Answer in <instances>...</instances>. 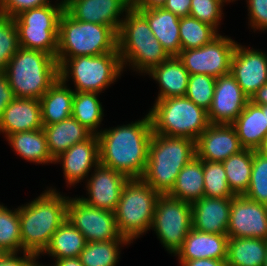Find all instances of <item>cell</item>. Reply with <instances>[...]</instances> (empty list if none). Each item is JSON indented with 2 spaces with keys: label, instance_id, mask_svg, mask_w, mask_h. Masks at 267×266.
<instances>
[{
  "label": "cell",
  "instance_id": "cell-1",
  "mask_svg": "<svg viewBox=\"0 0 267 266\" xmlns=\"http://www.w3.org/2000/svg\"><path fill=\"white\" fill-rule=\"evenodd\" d=\"M149 114L126 125L100 130V164L131 178H141L145 172L149 144L152 138Z\"/></svg>",
  "mask_w": 267,
  "mask_h": 266
},
{
  "label": "cell",
  "instance_id": "cell-2",
  "mask_svg": "<svg viewBox=\"0 0 267 266\" xmlns=\"http://www.w3.org/2000/svg\"><path fill=\"white\" fill-rule=\"evenodd\" d=\"M48 189L28 204L19 206L22 252L41 256L53 234L67 219L68 197L52 187Z\"/></svg>",
  "mask_w": 267,
  "mask_h": 266
},
{
  "label": "cell",
  "instance_id": "cell-3",
  "mask_svg": "<svg viewBox=\"0 0 267 266\" xmlns=\"http://www.w3.org/2000/svg\"><path fill=\"white\" fill-rule=\"evenodd\" d=\"M194 157V140L152 133L148 160L141 179L160 195H167L179 172Z\"/></svg>",
  "mask_w": 267,
  "mask_h": 266
},
{
  "label": "cell",
  "instance_id": "cell-4",
  "mask_svg": "<svg viewBox=\"0 0 267 266\" xmlns=\"http://www.w3.org/2000/svg\"><path fill=\"white\" fill-rule=\"evenodd\" d=\"M125 15L117 33V50L123 69L131 65L134 71L146 75L170 56L138 10L131 7Z\"/></svg>",
  "mask_w": 267,
  "mask_h": 266
},
{
  "label": "cell",
  "instance_id": "cell-5",
  "mask_svg": "<svg viewBox=\"0 0 267 266\" xmlns=\"http://www.w3.org/2000/svg\"><path fill=\"white\" fill-rule=\"evenodd\" d=\"M16 98L40 99L59 78L56 58L20 47L4 71Z\"/></svg>",
  "mask_w": 267,
  "mask_h": 266
},
{
  "label": "cell",
  "instance_id": "cell-6",
  "mask_svg": "<svg viewBox=\"0 0 267 266\" xmlns=\"http://www.w3.org/2000/svg\"><path fill=\"white\" fill-rule=\"evenodd\" d=\"M117 49V33L109 26L79 21L65 10L59 18L56 58L97 56Z\"/></svg>",
  "mask_w": 267,
  "mask_h": 266
},
{
  "label": "cell",
  "instance_id": "cell-7",
  "mask_svg": "<svg viewBox=\"0 0 267 266\" xmlns=\"http://www.w3.org/2000/svg\"><path fill=\"white\" fill-rule=\"evenodd\" d=\"M149 111L153 133L196 141L210 125L207 111L185 96L156 100Z\"/></svg>",
  "mask_w": 267,
  "mask_h": 266
},
{
  "label": "cell",
  "instance_id": "cell-8",
  "mask_svg": "<svg viewBox=\"0 0 267 266\" xmlns=\"http://www.w3.org/2000/svg\"><path fill=\"white\" fill-rule=\"evenodd\" d=\"M59 78L67 83L74 82V92L101 93L121 77L123 66L118 50L97 56L56 58Z\"/></svg>",
  "mask_w": 267,
  "mask_h": 266
},
{
  "label": "cell",
  "instance_id": "cell-9",
  "mask_svg": "<svg viewBox=\"0 0 267 266\" xmlns=\"http://www.w3.org/2000/svg\"><path fill=\"white\" fill-rule=\"evenodd\" d=\"M160 194L141 178L129 179L114 211L120 234L130 240L151 229L155 204Z\"/></svg>",
  "mask_w": 267,
  "mask_h": 266
},
{
  "label": "cell",
  "instance_id": "cell-10",
  "mask_svg": "<svg viewBox=\"0 0 267 266\" xmlns=\"http://www.w3.org/2000/svg\"><path fill=\"white\" fill-rule=\"evenodd\" d=\"M63 11L64 0H61L56 5L27 9L13 17L20 47L42 51L56 58L59 18Z\"/></svg>",
  "mask_w": 267,
  "mask_h": 266
},
{
  "label": "cell",
  "instance_id": "cell-11",
  "mask_svg": "<svg viewBox=\"0 0 267 266\" xmlns=\"http://www.w3.org/2000/svg\"><path fill=\"white\" fill-rule=\"evenodd\" d=\"M151 229L170 254H176L192 229L190 203L160 195L155 204Z\"/></svg>",
  "mask_w": 267,
  "mask_h": 266
},
{
  "label": "cell",
  "instance_id": "cell-12",
  "mask_svg": "<svg viewBox=\"0 0 267 266\" xmlns=\"http://www.w3.org/2000/svg\"><path fill=\"white\" fill-rule=\"evenodd\" d=\"M236 46L237 42L233 39L219 34L200 48L181 50L177 57L190 75L204 74L218 78L230 73Z\"/></svg>",
  "mask_w": 267,
  "mask_h": 266
},
{
  "label": "cell",
  "instance_id": "cell-13",
  "mask_svg": "<svg viewBox=\"0 0 267 266\" xmlns=\"http://www.w3.org/2000/svg\"><path fill=\"white\" fill-rule=\"evenodd\" d=\"M67 219L84 235L87 243L125 238L118 231L113 211L88 205L80 196H68Z\"/></svg>",
  "mask_w": 267,
  "mask_h": 266
},
{
  "label": "cell",
  "instance_id": "cell-14",
  "mask_svg": "<svg viewBox=\"0 0 267 266\" xmlns=\"http://www.w3.org/2000/svg\"><path fill=\"white\" fill-rule=\"evenodd\" d=\"M227 236L267 240V205L244 195H235L231 203Z\"/></svg>",
  "mask_w": 267,
  "mask_h": 266
},
{
  "label": "cell",
  "instance_id": "cell-15",
  "mask_svg": "<svg viewBox=\"0 0 267 266\" xmlns=\"http://www.w3.org/2000/svg\"><path fill=\"white\" fill-rule=\"evenodd\" d=\"M250 101L231 73L216 78L211 106L207 111L210 124H232Z\"/></svg>",
  "mask_w": 267,
  "mask_h": 266
},
{
  "label": "cell",
  "instance_id": "cell-16",
  "mask_svg": "<svg viewBox=\"0 0 267 266\" xmlns=\"http://www.w3.org/2000/svg\"><path fill=\"white\" fill-rule=\"evenodd\" d=\"M130 8L131 0H64V10L74 19L107 25L116 33Z\"/></svg>",
  "mask_w": 267,
  "mask_h": 266
},
{
  "label": "cell",
  "instance_id": "cell-17",
  "mask_svg": "<svg viewBox=\"0 0 267 266\" xmlns=\"http://www.w3.org/2000/svg\"><path fill=\"white\" fill-rule=\"evenodd\" d=\"M93 170L85 184L89 196L80 199L88 205L114 212L123 187L130 178L100 163Z\"/></svg>",
  "mask_w": 267,
  "mask_h": 266
},
{
  "label": "cell",
  "instance_id": "cell-18",
  "mask_svg": "<svg viewBox=\"0 0 267 266\" xmlns=\"http://www.w3.org/2000/svg\"><path fill=\"white\" fill-rule=\"evenodd\" d=\"M230 73L249 97L267 83V54L237 43Z\"/></svg>",
  "mask_w": 267,
  "mask_h": 266
},
{
  "label": "cell",
  "instance_id": "cell-19",
  "mask_svg": "<svg viewBox=\"0 0 267 266\" xmlns=\"http://www.w3.org/2000/svg\"><path fill=\"white\" fill-rule=\"evenodd\" d=\"M244 147L232 124H210L196 139V157L208 162H223Z\"/></svg>",
  "mask_w": 267,
  "mask_h": 266
},
{
  "label": "cell",
  "instance_id": "cell-20",
  "mask_svg": "<svg viewBox=\"0 0 267 266\" xmlns=\"http://www.w3.org/2000/svg\"><path fill=\"white\" fill-rule=\"evenodd\" d=\"M59 162L62 164L65 182L70 187L88 178L92 167L100 163L98 136L92 134L85 141L74 144L54 159V164Z\"/></svg>",
  "mask_w": 267,
  "mask_h": 266
},
{
  "label": "cell",
  "instance_id": "cell-21",
  "mask_svg": "<svg viewBox=\"0 0 267 266\" xmlns=\"http://www.w3.org/2000/svg\"><path fill=\"white\" fill-rule=\"evenodd\" d=\"M232 198L203 196L192 206V228L212 234H227Z\"/></svg>",
  "mask_w": 267,
  "mask_h": 266
},
{
  "label": "cell",
  "instance_id": "cell-22",
  "mask_svg": "<svg viewBox=\"0 0 267 266\" xmlns=\"http://www.w3.org/2000/svg\"><path fill=\"white\" fill-rule=\"evenodd\" d=\"M43 129L39 99L14 98L0 118V133L9 135L18 132Z\"/></svg>",
  "mask_w": 267,
  "mask_h": 266
},
{
  "label": "cell",
  "instance_id": "cell-23",
  "mask_svg": "<svg viewBox=\"0 0 267 266\" xmlns=\"http://www.w3.org/2000/svg\"><path fill=\"white\" fill-rule=\"evenodd\" d=\"M228 240L227 234L204 233L192 228L174 256H178L180 265L202 258L227 260Z\"/></svg>",
  "mask_w": 267,
  "mask_h": 266
},
{
  "label": "cell",
  "instance_id": "cell-24",
  "mask_svg": "<svg viewBox=\"0 0 267 266\" xmlns=\"http://www.w3.org/2000/svg\"><path fill=\"white\" fill-rule=\"evenodd\" d=\"M146 19L153 35L171 56H178L182 50L179 24L180 18L162 7L138 10Z\"/></svg>",
  "mask_w": 267,
  "mask_h": 266
},
{
  "label": "cell",
  "instance_id": "cell-25",
  "mask_svg": "<svg viewBox=\"0 0 267 266\" xmlns=\"http://www.w3.org/2000/svg\"><path fill=\"white\" fill-rule=\"evenodd\" d=\"M146 74L159 84L156 100L185 96L190 74L177 56L169 57Z\"/></svg>",
  "mask_w": 267,
  "mask_h": 266
},
{
  "label": "cell",
  "instance_id": "cell-26",
  "mask_svg": "<svg viewBox=\"0 0 267 266\" xmlns=\"http://www.w3.org/2000/svg\"><path fill=\"white\" fill-rule=\"evenodd\" d=\"M232 125L241 145L257 150L267 136L266 105H255L249 101Z\"/></svg>",
  "mask_w": 267,
  "mask_h": 266
},
{
  "label": "cell",
  "instance_id": "cell-27",
  "mask_svg": "<svg viewBox=\"0 0 267 266\" xmlns=\"http://www.w3.org/2000/svg\"><path fill=\"white\" fill-rule=\"evenodd\" d=\"M51 157L56 159L76 143L88 139L92 133L74 117L61 122L43 126Z\"/></svg>",
  "mask_w": 267,
  "mask_h": 266
},
{
  "label": "cell",
  "instance_id": "cell-28",
  "mask_svg": "<svg viewBox=\"0 0 267 266\" xmlns=\"http://www.w3.org/2000/svg\"><path fill=\"white\" fill-rule=\"evenodd\" d=\"M74 90L60 78L39 99L43 126L61 122L72 115Z\"/></svg>",
  "mask_w": 267,
  "mask_h": 266
},
{
  "label": "cell",
  "instance_id": "cell-29",
  "mask_svg": "<svg viewBox=\"0 0 267 266\" xmlns=\"http://www.w3.org/2000/svg\"><path fill=\"white\" fill-rule=\"evenodd\" d=\"M6 139L21 158L42 165L54 163L43 129L13 133Z\"/></svg>",
  "mask_w": 267,
  "mask_h": 266
},
{
  "label": "cell",
  "instance_id": "cell-30",
  "mask_svg": "<svg viewBox=\"0 0 267 266\" xmlns=\"http://www.w3.org/2000/svg\"><path fill=\"white\" fill-rule=\"evenodd\" d=\"M168 196L190 204L204 196L203 160L194 157L179 172Z\"/></svg>",
  "mask_w": 267,
  "mask_h": 266
},
{
  "label": "cell",
  "instance_id": "cell-31",
  "mask_svg": "<svg viewBox=\"0 0 267 266\" xmlns=\"http://www.w3.org/2000/svg\"><path fill=\"white\" fill-rule=\"evenodd\" d=\"M87 241L84 235L66 219L51 237L49 245L41 253L60 260L79 257Z\"/></svg>",
  "mask_w": 267,
  "mask_h": 266
},
{
  "label": "cell",
  "instance_id": "cell-32",
  "mask_svg": "<svg viewBox=\"0 0 267 266\" xmlns=\"http://www.w3.org/2000/svg\"><path fill=\"white\" fill-rule=\"evenodd\" d=\"M267 240L251 237L229 238L227 266H263Z\"/></svg>",
  "mask_w": 267,
  "mask_h": 266
},
{
  "label": "cell",
  "instance_id": "cell-33",
  "mask_svg": "<svg viewBox=\"0 0 267 266\" xmlns=\"http://www.w3.org/2000/svg\"><path fill=\"white\" fill-rule=\"evenodd\" d=\"M253 149L244 148L222 162L227 182L235 195H244L252 173Z\"/></svg>",
  "mask_w": 267,
  "mask_h": 266
},
{
  "label": "cell",
  "instance_id": "cell-34",
  "mask_svg": "<svg viewBox=\"0 0 267 266\" xmlns=\"http://www.w3.org/2000/svg\"><path fill=\"white\" fill-rule=\"evenodd\" d=\"M98 94L100 93L75 92L71 115L92 134L96 135L99 133L98 129L104 117V110Z\"/></svg>",
  "mask_w": 267,
  "mask_h": 266
},
{
  "label": "cell",
  "instance_id": "cell-35",
  "mask_svg": "<svg viewBox=\"0 0 267 266\" xmlns=\"http://www.w3.org/2000/svg\"><path fill=\"white\" fill-rule=\"evenodd\" d=\"M131 243L127 238H117L113 241L104 242H88L81 251L79 258L84 266H116L119 262L120 247Z\"/></svg>",
  "mask_w": 267,
  "mask_h": 266
},
{
  "label": "cell",
  "instance_id": "cell-36",
  "mask_svg": "<svg viewBox=\"0 0 267 266\" xmlns=\"http://www.w3.org/2000/svg\"><path fill=\"white\" fill-rule=\"evenodd\" d=\"M219 34L214 27L194 17L180 18L179 36L182 50L200 48L211 42Z\"/></svg>",
  "mask_w": 267,
  "mask_h": 266
},
{
  "label": "cell",
  "instance_id": "cell-37",
  "mask_svg": "<svg viewBox=\"0 0 267 266\" xmlns=\"http://www.w3.org/2000/svg\"><path fill=\"white\" fill-rule=\"evenodd\" d=\"M0 204V250L3 253H22L19 207L8 209Z\"/></svg>",
  "mask_w": 267,
  "mask_h": 266
},
{
  "label": "cell",
  "instance_id": "cell-38",
  "mask_svg": "<svg viewBox=\"0 0 267 266\" xmlns=\"http://www.w3.org/2000/svg\"><path fill=\"white\" fill-rule=\"evenodd\" d=\"M204 196L209 198H233L222 162L203 160Z\"/></svg>",
  "mask_w": 267,
  "mask_h": 266
},
{
  "label": "cell",
  "instance_id": "cell-39",
  "mask_svg": "<svg viewBox=\"0 0 267 266\" xmlns=\"http://www.w3.org/2000/svg\"><path fill=\"white\" fill-rule=\"evenodd\" d=\"M245 197L267 205V157L253 150L252 173Z\"/></svg>",
  "mask_w": 267,
  "mask_h": 266
},
{
  "label": "cell",
  "instance_id": "cell-40",
  "mask_svg": "<svg viewBox=\"0 0 267 266\" xmlns=\"http://www.w3.org/2000/svg\"><path fill=\"white\" fill-rule=\"evenodd\" d=\"M215 84L216 78L212 76L204 74L189 75L185 97L208 111L213 100Z\"/></svg>",
  "mask_w": 267,
  "mask_h": 266
},
{
  "label": "cell",
  "instance_id": "cell-41",
  "mask_svg": "<svg viewBox=\"0 0 267 266\" xmlns=\"http://www.w3.org/2000/svg\"><path fill=\"white\" fill-rule=\"evenodd\" d=\"M20 48L18 31L13 17L0 14V72L7 69V64Z\"/></svg>",
  "mask_w": 267,
  "mask_h": 266
},
{
  "label": "cell",
  "instance_id": "cell-42",
  "mask_svg": "<svg viewBox=\"0 0 267 266\" xmlns=\"http://www.w3.org/2000/svg\"><path fill=\"white\" fill-rule=\"evenodd\" d=\"M225 3L224 0H191L189 16L211 25L218 31Z\"/></svg>",
  "mask_w": 267,
  "mask_h": 266
},
{
  "label": "cell",
  "instance_id": "cell-43",
  "mask_svg": "<svg viewBox=\"0 0 267 266\" xmlns=\"http://www.w3.org/2000/svg\"><path fill=\"white\" fill-rule=\"evenodd\" d=\"M50 0H0V14L15 17L20 12L51 4Z\"/></svg>",
  "mask_w": 267,
  "mask_h": 266
},
{
  "label": "cell",
  "instance_id": "cell-44",
  "mask_svg": "<svg viewBox=\"0 0 267 266\" xmlns=\"http://www.w3.org/2000/svg\"><path fill=\"white\" fill-rule=\"evenodd\" d=\"M248 4V16L251 28L267 30V0H246Z\"/></svg>",
  "mask_w": 267,
  "mask_h": 266
},
{
  "label": "cell",
  "instance_id": "cell-45",
  "mask_svg": "<svg viewBox=\"0 0 267 266\" xmlns=\"http://www.w3.org/2000/svg\"><path fill=\"white\" fill-rule=\"evenodd\" d=\"M18 253H2L0 256V266H30L39 258L38 255L31 252H22L20 257Z\"/></svg>",
  "mask_w": 267,
  "mask_h": 266
},
{
  "label": "cell",
  "instance_id": "cell-46",
  "mask_svg": "<svg viewBox=\"0 0 267 266\" xmlns=\"http://www.w3.org/2000/svg\"><path fill=\"white\" fill-rule=\"evenodd\" d=\"M14 98L15 96L9 85L5 72H0V118L2 117L5 108Z\"/></svg>",
  "mask_w": 267,
  "mask_h": 266
},
{
  "label": "cell",
  "instance_id": "cell-47",
  "mask_svg": "<svg viewBox=\"0 0 267 266\" xmlns=\"http://www.w3.org/2000/svg\"><path fill=\"white\" fill-rule=\"evenodd\" d=\"M191 0H166L162 8L172 12L179 18L189 16Z\"/></svg>",
  "mask_w": 267,
  "mask_h": 266
},
{
  "label": "cell",
  "instance_id": "cell-48",
  "mask_svg": "<svg viewBox=\"0 0 267 266\" xmlns=\"http://www.w3.org/2000/svg\"><path fill=\"white\" fill-rule=\"evenodd\" d=\"M180 266H227L226 260L202 258L184 261Z\"/></svg>",
  "mask_w": 267,
  "mask_h": 266
},
{
  "label": "cell",
  "instance_id": "cell-49",
  "mask_svg": "<svg viewBox=\"0 0 267 266\" xmlns=\"http://www.w3.org/2000/svg\"><path fill=\"white\" fill-rule=\"evenodd\" d=\"M165 1L166 0H131V7L136 10L162 7Z\"/></svg>",
  "mask_w": 267,
  "mask_h": 266
},
{
  "label": "cell",
  "instance_id": "cell-50",
  "mask_svg": "<svg viewBox=\"0 0 267 266\" xmlns=\"http://www.w3.org/2000/svg\"><path fill=\"white\" fill-rule=\"evenodd\" d=\"M250 101L255 105H267V83L252 95Z\"/></svg>",
  "mask_w": 267,
  "mask_h": 266
},
{
  "label": "cell",
  "instance_id": "cell-51",
  "mask_svg": "<svg viewBox=\"0 0 267 266\" xmlns=\"http://www.w3.org/2000/svg\"><path fill=\"white\" fill-rule=\"evenodd\" d=\"M52 266H84V265L81 263L79 257H75V258H64L60 260H55V264Z\"/></svg>",
  "mask_w": 267,
  "mask_h": 266
},
{
  "label": "cell",
  "instance_id": "cell-52",
  "mask_svg": "<svg viewBox=\"0 0 267 266\" xmlns=\"http://www.w3.org/2000/svg\"><path fill=\"white\" fill-rule=\"evenodd\" d=\"M256 151L267 157V136L264 138L261 145L257 148Z\"/></svg>",
  "mask_w": 267,
  "mask_h": 266
},
{
  "label": "cell",
  "instance_id": "cell-53",
  "mask_svg": "<svg viewBox=\"0 0 267 266\" xmlns=\"http://www.w3.org/2000/svg\"><path fill=\"white\" fill-rule=\"evenodd\" d=\"M30 266H46V265L39 264L38 261L35 260Z\"/></svg>",
  "mask_w": 267,
  "mask_h": 266
},
{
  "label": "cell",
  "instance_id": "cell-54",
  "mask_svg": "<svg viewBox=\"0 0 267 266\" xmlns=\"http://www.w3.org/2000/svg\"><path fill=\"white\" fill-rule=\"evenodd\" d=\"M263 266H267V256H266V258L264 260V265Z\"/></svg>",
  "mask_w": 267,
  "mask_h": 266
},
{
  "label": "cell",
  "instance_id": "cell-55",
  "mask_svg": "<svg viewBox=\"0 0 267 266\" xmlns=\"http://www.w3.org/2000/svg\"><path fill=\"white\" fill-rule=\"evenodd\" d=\"M226 3L228 2H233V1H236V0H224Z\"/></svg>",
  "mask_w": 267,
  "mask_h": 266
}]
</instances>
